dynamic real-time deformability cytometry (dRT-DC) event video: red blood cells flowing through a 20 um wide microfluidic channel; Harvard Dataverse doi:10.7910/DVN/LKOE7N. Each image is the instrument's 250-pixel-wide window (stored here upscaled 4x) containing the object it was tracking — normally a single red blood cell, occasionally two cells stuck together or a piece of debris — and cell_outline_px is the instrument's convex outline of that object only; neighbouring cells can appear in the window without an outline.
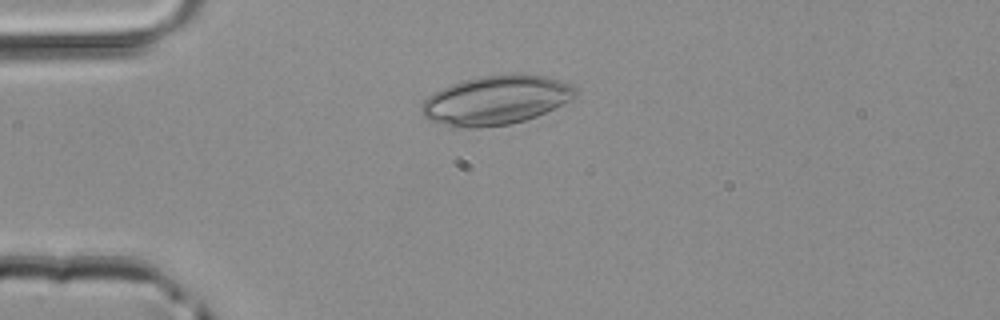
{"species": "common noctule bat (a hibernating species)", "species_latin": "Nyctalus noctula", "temperature_condition": "room temperature", "stored_images_in_passage": 46, "camera_frame_rate_fps": 3000, "um_per_image_px": 0.085, "animal": {"sex": "male", "body_mass_g": 20.4}, "frame": {"image": 1, "passage_image": 11, "time_ms": 3.333, "image_size_px": [1000, 320], "cell_outline_px": [[580, 92], [572, 100], [536, 116], [524, 120], [508, 124], [480, 128], [452, 128], [428, 120], [420, 112], [420, 108], [424, 100], [428, 96], [440, 88], [464, 80], [480, 76], [504, 72], [512, 72], [548, 76], [572, 84]], "centroid_in_image_um": [42.16, 8.49], "position_along_channel_um": 42.8, "area_um2": 44.97}}
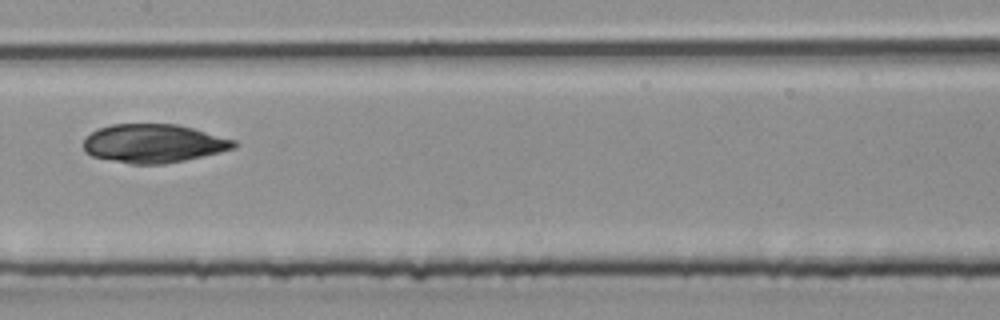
{"frame": {"image": 2, "passage_image": 23, "time_ms": 7.333, "image_size_px": [1000, 320], "cell_outline_px": [[240, 144], [236, 148], [220, 152], [184, 160], [164, 164], [132, 164], [92, 156], [84, 152], [84, 140], [92, 132], [100, 128], [112, 124], [176, 124], [192, 128], [236, 140]], "centroid_in_image_um": [13.08, 12.19], "position_along_channel_um": 194.3, "area_um2": 33.7}}
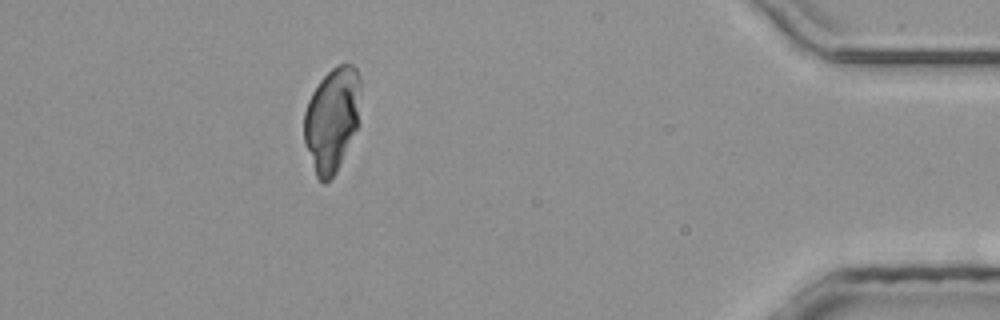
{"frame": {"image": 3, "passage_image": 41, "time_ms": 13.333, "image_size_px": [1000, 320], "cell_outline_px": [[360, 124], [336, 172], [324, 184], [316, 176], [304, 144], [304, 112], [308, 100], [312, 92], [320, 80], [336, 64], [352, 64], [356, 68], [360, 76]], "centroid_in_image_um": [28.24, 10.13], "position_along_channel_um": 407.0, "area_um2": 34.85}}